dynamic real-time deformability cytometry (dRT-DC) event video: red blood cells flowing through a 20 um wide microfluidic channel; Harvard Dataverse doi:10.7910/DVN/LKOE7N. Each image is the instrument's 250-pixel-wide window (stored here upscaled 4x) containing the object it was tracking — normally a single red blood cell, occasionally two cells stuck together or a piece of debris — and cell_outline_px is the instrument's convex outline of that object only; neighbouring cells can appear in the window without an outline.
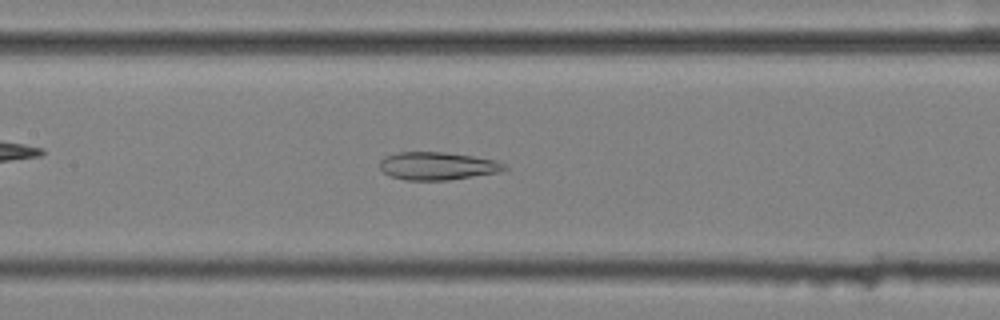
{"species": "common noctule bat (a hibernating species)", "species_latin": "Nyctalus noctula", "temperature_condition": "cold", "stored_images_in_passage": 57, "camera_frame_rate_fps": 3000, "um_per_image_px": 0.085, "animal": {"sex": "female", "body_mass_g": 25.1}, "frame": {"image": 1, "passage_image": 27, "time_ms": 8.667, "image_size_px": [1000, 320], "cell_outline_px": [[508, 168], [500, 172], [448, 180], [404, 180], [392, 176], [384, 172], [380, 168], [380, 160], [384, 156], [396, 152], [444, 152], [472, 156], [496, 160], [504, 164]], "centroid_in_image_um": [37.17, 14.1], "position_along_channel_um": 170.2, "area_um2": 20.23}}
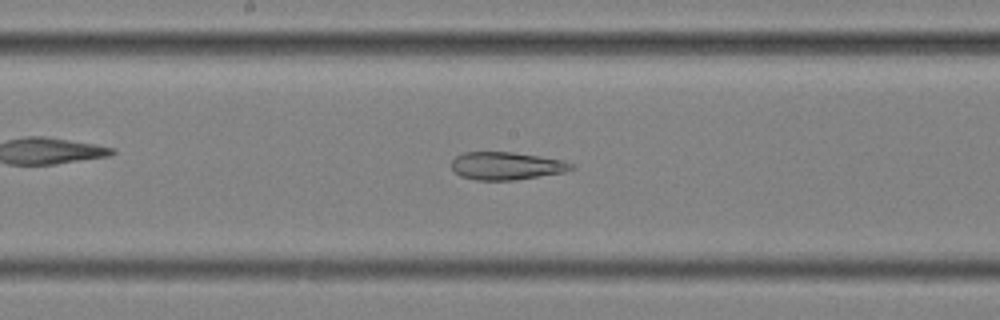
{"frame": {"image": 2, "passage_image": 30, "time_ms": 9.667, "image_size_px": [1000, 320], "cell_outline_px": [[576, 168], [564, 172], [516, 180], [476, 180], [460, 176], [452, 168], [452, 160], [456, 156], [464, 152], [512, 152], [540, 156], [564, 160], [572, 164]], "centroid_in_image_um": [43.06, 14.1], "position_along_channel_um": 205.1, "area_um2": 19.42}}
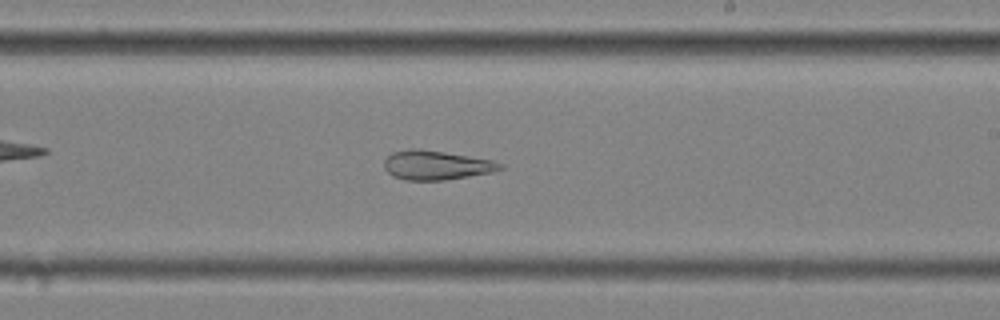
{"frame": {"image": 3, "passage_image": 34, "time_ms": 11.0, "image_size_px": [1000, 320], "cell_outline_px": [[504, 168], [492, 172], [444, 180], [404, 180], [392, 176], [384, 168], [384, 160], [392, 152], [408, 148], [420, 148], [492, 160], [504, 164]], "centroid_in_image_um": [37.05, 14.03], "position_along_channel_um": 251.9, "area_um2": 19.83}, "authors_computed_cell_mechanics": {"area_um2": 27.5706, "velocity_mm_per_s": 3.5036, "shape_relaxation_time_tau1_ms": null, "shape_relaxation_time_tau2_ms": 2.5718, "deformation_change_tau1": null, "deformation_change_tau2": 0.1099}}